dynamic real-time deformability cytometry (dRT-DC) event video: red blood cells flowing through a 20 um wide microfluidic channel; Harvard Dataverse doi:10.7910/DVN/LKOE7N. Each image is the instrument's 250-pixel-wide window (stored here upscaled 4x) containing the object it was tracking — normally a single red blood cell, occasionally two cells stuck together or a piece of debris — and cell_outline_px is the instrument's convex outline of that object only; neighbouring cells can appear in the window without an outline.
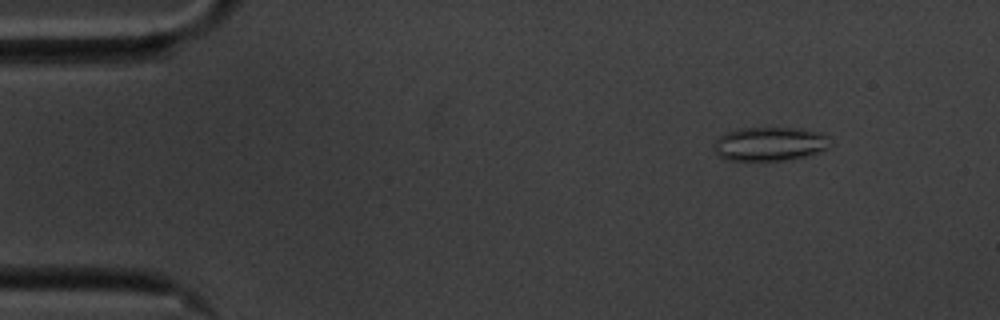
{"species": "common noctule bat (a hibernating species)", "species_latin": "Nyctalus noctula", "temperature_condition": "cold", "stored_images_in_passage": 51, "camera_frame_rate_fps": 3000, "um_per_image_px": 0.085, "animal": {"sex": "male", "body_mass_g": 20.1, "forearm_length_mm": 53.5}, "frame": {"image": 1, "passage_image": 1, "time_ms": 0.0, "image_size_px": [1000, 320], "cell_outline_px": [[832, 144], [828, 148], [820, 152], [788, 160], [728, 160], [720, 156], [712, 148], [712, 144], [720, 136], [728, 132], [740, 128], [800, 128], [820, 132], [828, 136]], "centroid_in_image_um": [65.46, 12.23], "position_along_channel_um": 19.5, "area_um2": 23.06}}
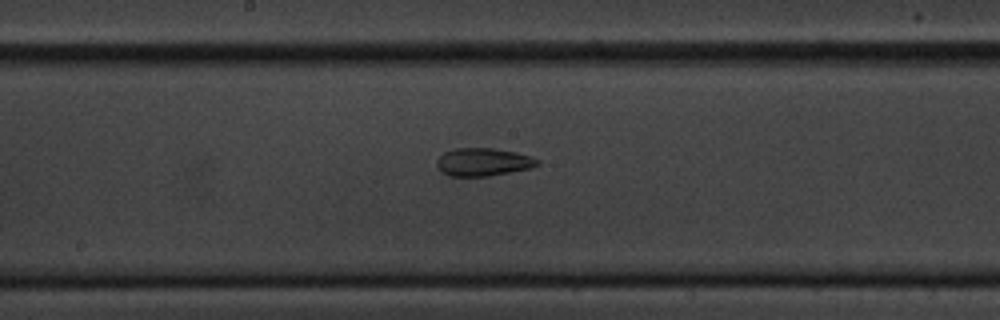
{"frame": {"image": 2, "passage_image": 24, "time_ms": 7.667, "image_size_px": [1000, 320], "cell_outline_px": [[540, 164], [532, 168], [488, 176], [448, 176], [440, 172], [436, 164], [436, 160], [444, 152], [456, 148], [492, 148], [516, 152], [532, 156], [540, 160]], "centroid_in_image_um": [41.07, 13.77], "position_along_channel_um": 207.1, "area_um2": 16.59}}
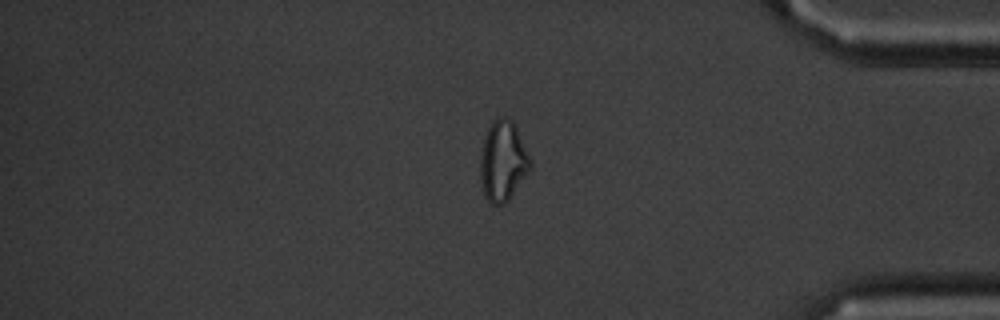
{"frame": {"image": 3, "passage_image": 42, "time_ms": 13.667, "image_size_px": [1000, 320], "cell_outline_px": [[532, 168], [508, 200], [504, 204], [492, 204], [484, 196], [480, 180], [480, 156], [484, 140], [488, 128], [492, 120], [500, 116], [504, 116], [512, 120], [516, 124], [532, 160]], "centroid_in_image_um": [42.77, 13.66], "position_along_channel_um": 392.4, "area_um2": 23.76}, "authors_computed_cell_mechanics": {"area_um2": 19.363, "velocity_mm_per_s": 3.5154, "shape_relaxation_time_tau1_ms": null, "shape_relaxation_time_tau2_ms": 2.7574, "deformation_change_tau1": null, "deformation_change_tau2": 0.0961}}